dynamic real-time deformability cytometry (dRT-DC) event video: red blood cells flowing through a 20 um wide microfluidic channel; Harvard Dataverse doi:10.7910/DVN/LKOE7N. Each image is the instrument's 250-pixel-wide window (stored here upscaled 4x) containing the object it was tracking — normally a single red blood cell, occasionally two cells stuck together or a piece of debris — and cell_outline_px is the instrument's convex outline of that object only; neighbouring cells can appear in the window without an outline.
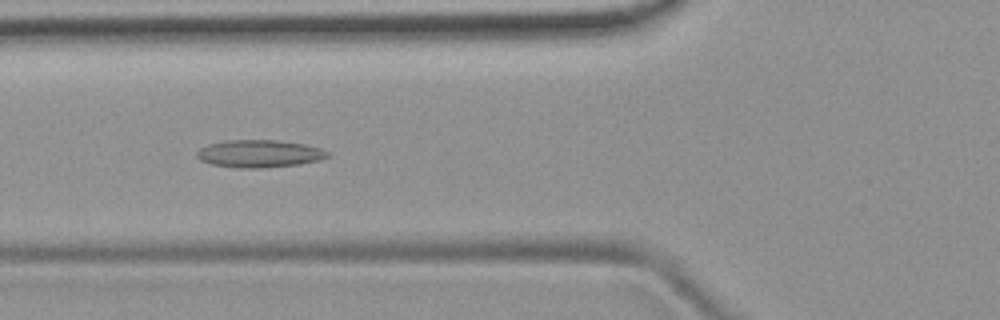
{"species": "common noctule bat (a hibernating species)", "species_latin": "Nyctalus noctula", "temperature_condition": "room temperature", "stored_images_in_passage": 50, "camera_frame_rate_fps": 3000, "um_per_image_px": 0.085, "animal": {"sex": "female", "body_mass_g": 19.9}, "frame": {"image": 1, "passage_image": 18, "time_ms": 5.667, "image_size_px": [1000, 320], "cell_outline_px": [[332, 156], [320, 160], [300, 164], [260, 168], [240, 168], [212, 164], [200, 160], [196, 156], [196, 152], [200, 148], [208, 144], [224, 140], [280, 140], [304, 144], [320, 148], [332, 152]], "centroid_in_image_um": [22.09, 13.05], "position_along_channel_um": 103.7, "area_um2": 21.21}}
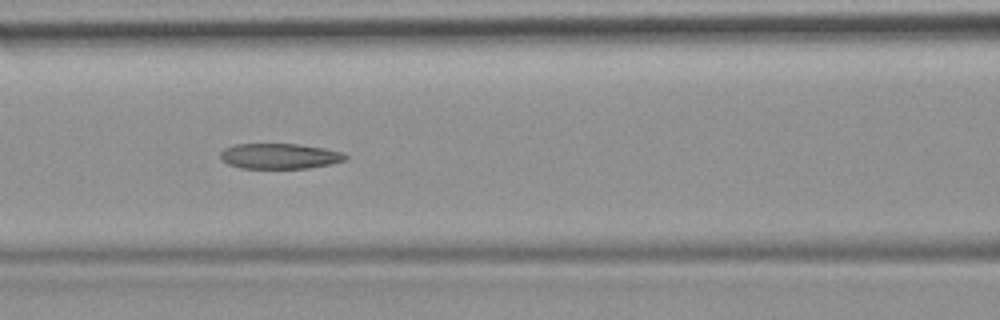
{"frame": {"image": 2, "passage_image": 21, "time_ms": 6.667, "image_size_px": [1000, 320], "cell_outline_px": [[348, 156], [344, 160], [328, 164], [308, 168], [240, 168], [228, 164], [220, 156], [220, 152], [224, 148], [236, 144], [296, 144], [324, 148], [340, 152]], "centroid_in_image_um": [23.73, 13.27], "position_along_channel_um": 142.9, "area_um2": 18.26}}
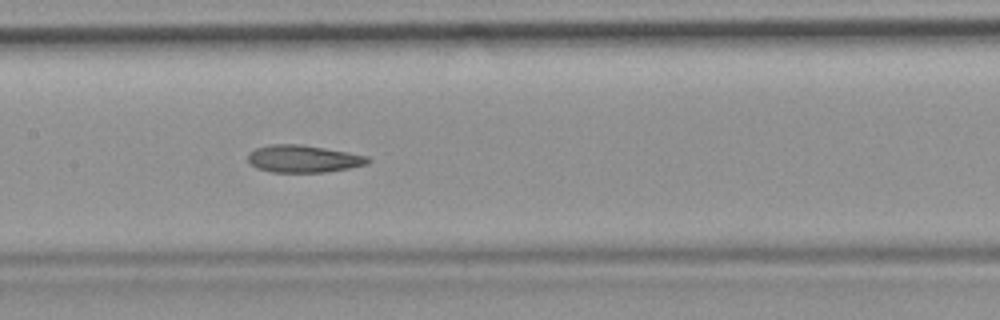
{"frame": {"image": 3, "passage_image": 24, "time_ms": 7.667, "image_size_px": [1000, 320], "cell_outline_px": [[372, 160], [368, 164], [348, 168], [324, 172], [272, 172], [256, 168], [248, 164], [248, 152], [256, 148], [272, 144], [300, 144], [348, 152], [368, 156]], "centroid_in_image_um": [25.76, 13.5], "position_along_channel_um": 181.6, "area_um2": 19.19}, "authors_computed_cell_mechanics": {"area_um2": 20.0277, "velocity_mm_per_s": 3.8974, "shape_relaxation_time_tau1_ms": null, "shape_relaxation_time_tau2_ms": 3.9028, "deformation_change_tau1": null, "deformation_change_tau2": 0.1219}}